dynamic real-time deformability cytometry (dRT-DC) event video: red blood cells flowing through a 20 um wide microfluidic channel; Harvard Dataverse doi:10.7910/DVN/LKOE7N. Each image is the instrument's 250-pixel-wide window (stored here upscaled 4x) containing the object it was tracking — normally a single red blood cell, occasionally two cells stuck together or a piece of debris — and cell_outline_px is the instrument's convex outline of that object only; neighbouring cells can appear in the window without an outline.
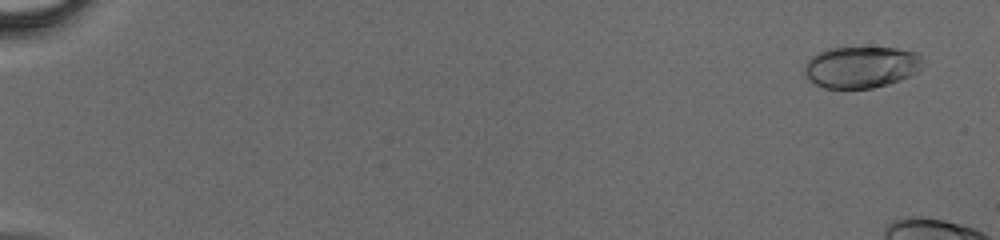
{"species": "human", "species_latin": "Homo sapiens", "temperature_condition": "cold", "stored_images_in_passage": 15, "camera_frame_rate_fps": 3000, "um_per_image_px": 0.085, "donor": {"sex": "male"}, "frame": {"image": 1, "passage_image": 3, "time_ms": 0.667, "image_size_px": [1000, 240], "cell_outline_px": [[924, 56], [920, 68], [916, 72], [900, 80], [888, 84], [872, 88], [824, 88], [808, 80], [804, 76], [804, 64], [816, 52], [828, 48], [896, 48], [916, 52]], "centroid_in_image_um": [73.17, 5.7], "position_along_channel_um": 11.8, "area_um2": 28.84}}